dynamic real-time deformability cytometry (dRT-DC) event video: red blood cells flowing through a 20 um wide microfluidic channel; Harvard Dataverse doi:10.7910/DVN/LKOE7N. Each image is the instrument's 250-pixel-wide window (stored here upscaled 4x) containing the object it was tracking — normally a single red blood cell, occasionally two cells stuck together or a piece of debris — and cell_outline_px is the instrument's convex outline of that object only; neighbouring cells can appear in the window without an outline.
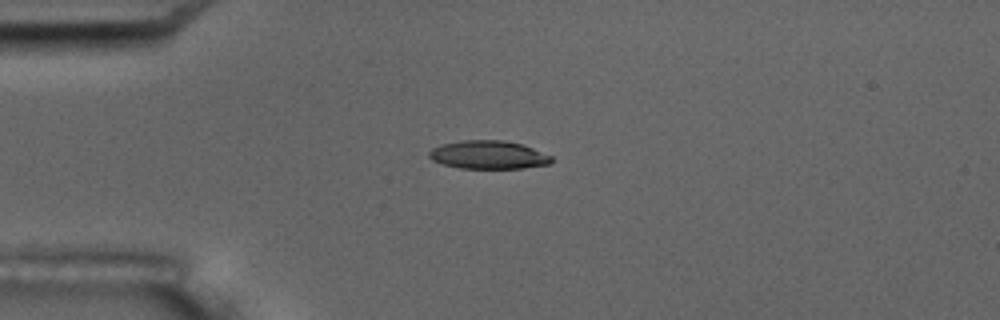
{"species": "common noctule bat (a hibernating species)", "species_latin": "Nyctalus noctula", "temperature_condition": "room temperature", "stored_images_in_passage": 10, "camera_frame_rate_fps": 3000, "um_per_image_px": 0.085, "animal": {"sex": "male", "body_mass_g": 17.5, "forearm_length_mm": 52.3}, "frame": {"image": 1, "passage_image": 5, "time_ms": 4.667, "image_size_px": [1000, 320], "cell_outline_px": [[552, 164], [524, 168], [460, 168], [444, 164], [432, 160], [428, 156], [428, 152], [432, 148], [440, 144], [460, 140], [504, 140], [520, 144], [532, 148], [552, 156]], "centroid_in_image_um": [41.5, 13.16], "position_along_channel_um": 43.5, "area_um2": 20.23}}
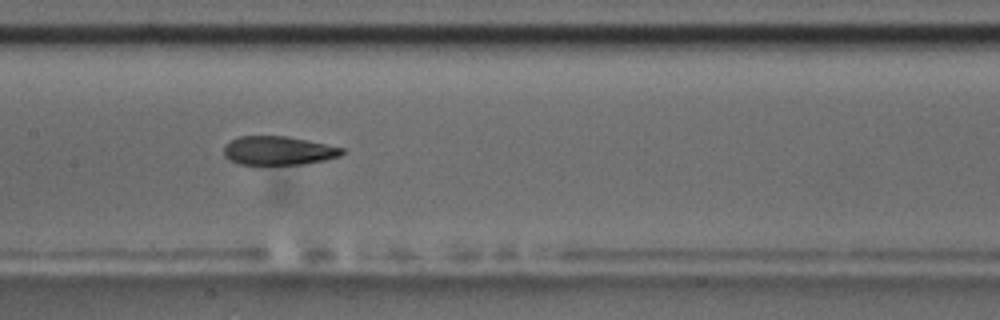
{"frame": {"image": 2, "passage_image": 9, "time_ms": 9.333, "image_size_px": [1000, 320], "cell_outline_px": [[344, 152], [340, 156], [324, 160], [304, 164], [240, 164], [224, 156], [224, 144], [240, 136], [288, 136], [344, 148]], "centroid_in_image_um": [23.66, 12.8], "position_along_channel_um": 183.7, "area_um2": 19.65}}